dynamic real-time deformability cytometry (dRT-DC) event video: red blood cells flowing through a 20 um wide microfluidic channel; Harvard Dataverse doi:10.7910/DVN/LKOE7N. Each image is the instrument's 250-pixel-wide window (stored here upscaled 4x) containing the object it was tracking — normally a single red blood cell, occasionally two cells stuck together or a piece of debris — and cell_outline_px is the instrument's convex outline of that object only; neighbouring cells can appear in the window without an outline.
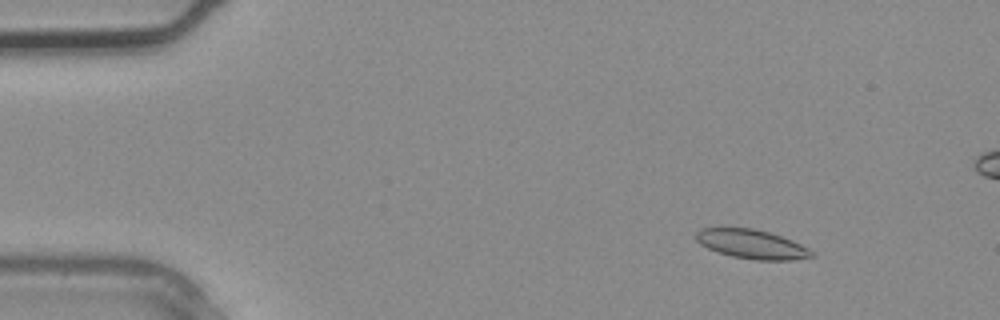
{"species": "common noctule bat (a hibernating species)", "species_latin": "Nyctalus noctula", "temperature_condition": "warm", "stored_images_in_passage": 3, "camera_frame_rate_fps": 3000, "um_per_image_px": 0.085, "animal": {"sex": "male", "body_mass_g": 20.4}, "frame": {"image": 1, "passage_image": 1, "time_ms": 0.0, "image_size_px": [1000, 320], "cell_outline_px": [[816, 256], [792, 260], [756, 260], [732, 256], [716, 252], [700, 244], [696, 240], [696, 232], [700, 228], [752, 228], [768, 232], [792, 240], [808, 248]], "centroid_in_image_um": [63.88, 20.76], "position_along_channel_um": 21.1, "area_um2": 19.54}}